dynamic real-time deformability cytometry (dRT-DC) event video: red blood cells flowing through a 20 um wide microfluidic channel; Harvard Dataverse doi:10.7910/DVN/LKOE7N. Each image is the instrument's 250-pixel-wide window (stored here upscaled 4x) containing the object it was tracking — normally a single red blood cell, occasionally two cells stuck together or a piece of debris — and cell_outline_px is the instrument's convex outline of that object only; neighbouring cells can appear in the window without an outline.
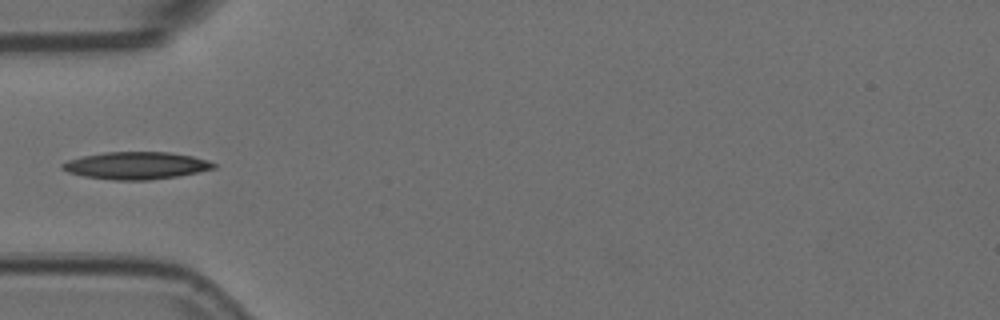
{"species": "Egyptian fruit bat (a non-hibernating species)", "species_latin": "Rousettus aegyptiacus", "temperature_condition": "room temperature", "stored_images_in_passage": 2, "camera_frame_rate_fps": 3000, "um_per_image_px": 0.085, "animal": {"sex": "female"}, "frame": {"image": 1, "passage_image": 2, "time_ms": 0.333, "image_size_px": [1000, 320], "cell_outline_px": [[216, 168], [176, 176], [148, 180], [112, 180], [84, 176], [68, 172], [60, 168], [60, 164], [68, 160], [84, 156], [104, 152], [168, 152], [192, 156], [208, 160], [216, 164]], "centroid_in_image_um": [11.55, 14.07], "position_along_channel_um": 73.5, "area_um2": 23.99}}